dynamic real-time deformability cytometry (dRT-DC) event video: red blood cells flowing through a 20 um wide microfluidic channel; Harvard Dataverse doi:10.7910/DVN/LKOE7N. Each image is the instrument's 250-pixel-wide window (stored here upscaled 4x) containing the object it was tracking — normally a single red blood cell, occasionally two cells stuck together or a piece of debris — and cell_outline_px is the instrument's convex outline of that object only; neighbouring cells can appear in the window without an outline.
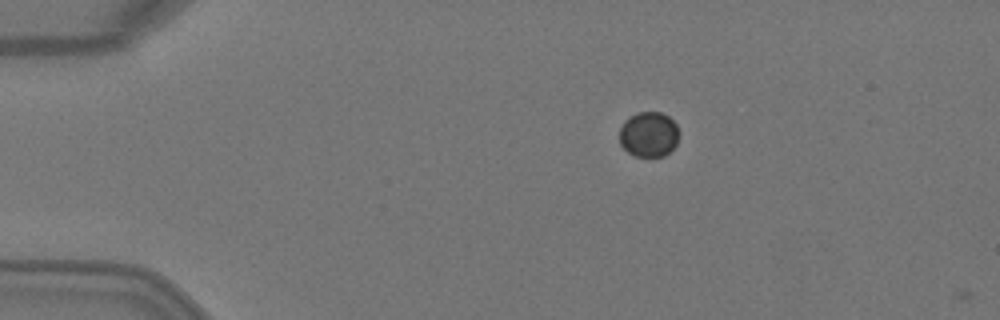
{"species": "Egyptian fruit bat (a non-hibernating species)", "species_latin": "Rousettus aegyptiacus", "temperature_condition": "warm", "stored_images_in_passage": 2, "camera_frame_rate_fps": 3000, "um_per_image_px": 0.085, "animal": {"sex": "female"}, "frame": {"image": 1, "passage_image": 1, "time_ms": 0.0, "image_size_px": [1000, 320], "cell_outline_px": [[680, 132], [676, 144], [664, 156], [636, 156], [628, 152], [620, 144], [620, 128], [624, 120], [628, 116], [636, 112], [660, 112], [668, 116], [676, 124]], "centroid_in_image_um": [55.14, 11.4], "position_along_channel_um": 29.9, "area_um2": 15.78}}